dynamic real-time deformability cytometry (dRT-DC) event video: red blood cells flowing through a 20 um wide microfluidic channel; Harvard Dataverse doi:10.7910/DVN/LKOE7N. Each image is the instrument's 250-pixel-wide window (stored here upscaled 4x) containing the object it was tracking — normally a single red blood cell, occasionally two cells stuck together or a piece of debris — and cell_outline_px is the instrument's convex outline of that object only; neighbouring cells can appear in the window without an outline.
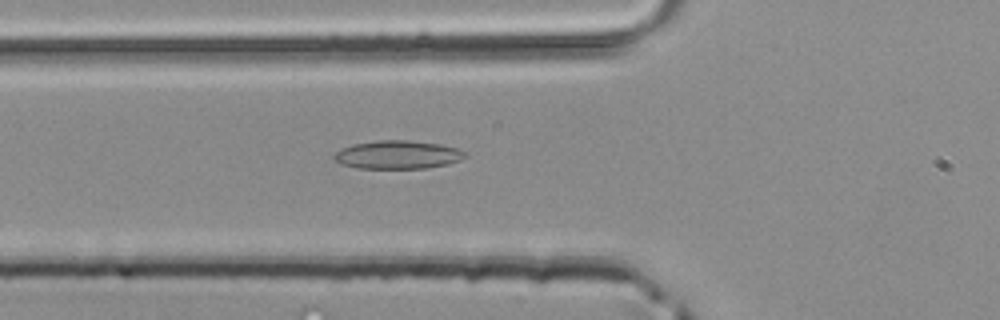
{"species": "common noctule bat (a hibernating species)", "species_latin": "Nyctalus noctula", "temperature_condition": "room temperature", "stored_images_in_passage": 3, "segment_of_instrument_passage": [1, 2], "camera_frame_rate_fps": 3000, "um_per_image_px": 0.085, "animal": {"sex": "male", "body_mass_g": 20.4}, "frame": {"image": 1, "passage_image": 2, "time_ms": 0.333, "image_size_px": [1000, 320], "cell_outline_px": [[468, 156], [460, 160], [448, 164], [424, 168], [356, 168], [344, 164], [336, 160], [332, 156], [340, 148], [352, 144], [380, 140], [408, 140], [440, 144], [456, 148], [468, 152]], "centroid_in_image_um": [33.83, 13.14], "position_along_channel_um": 92.0, "area_um2": 21.62}}